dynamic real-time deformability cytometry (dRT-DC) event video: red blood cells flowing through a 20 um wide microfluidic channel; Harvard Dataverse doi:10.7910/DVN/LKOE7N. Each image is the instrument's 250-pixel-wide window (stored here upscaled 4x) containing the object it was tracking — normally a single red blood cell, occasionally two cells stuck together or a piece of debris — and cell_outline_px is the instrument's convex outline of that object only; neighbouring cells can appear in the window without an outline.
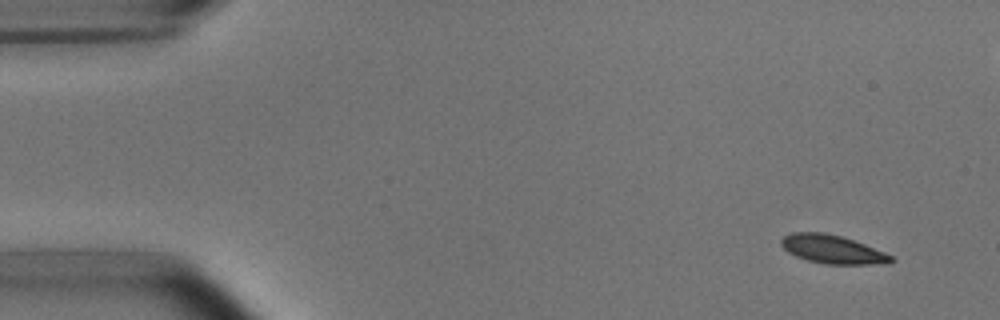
{"species": "common noctule bat (a hibernating species)", "species_latin": "Nyctalus noctula", "temperature_condition": "room temperature", "stored_images_in_passage": 51, "camera_frame_rate_fps": 3000, "um_per_image_px": 0.085, "animal": {"sex": "male", "body_mass_g": 15.6}, "frame": {"image": 1, "passage_image": 1, "time_ms": 0.0, "image_size_px": [1000, 320], "cell_outline_px": [[896, 260], [888, 264], [824, 264], [808, 260], [796, 256], [788, 252], [780, 244], [780, 240], [784, 236], [792, 232], [824, 232], [840, 236], [864, 244], [884, 252], [892, 256]], "centroid_in_image_um": [70.76, 21.2], "position_along_channel_um": 14.2, "area_um2": 18.21}}
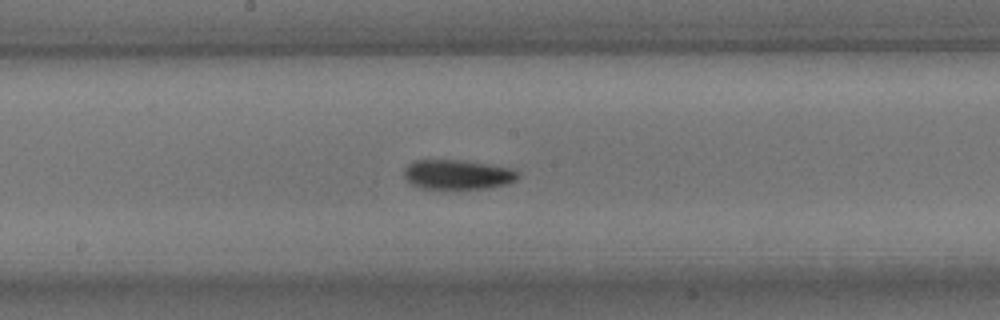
{"frame": {"image": 2, "passage_image": 25, "time_ms": 8.0, "image_size_px": [1000, 320], "cell_outline_px": [[520, 176], [516, 180], [508, 184], [492, 188], [420, 188], [404, 180], [404, 168], [412, 160], [460, 160], [512, 168], [520, 172]], "centroid_in_image_um": [38.9, 14.83], "position_along_channel_um": 209.3, "area_um2": 19.83}}
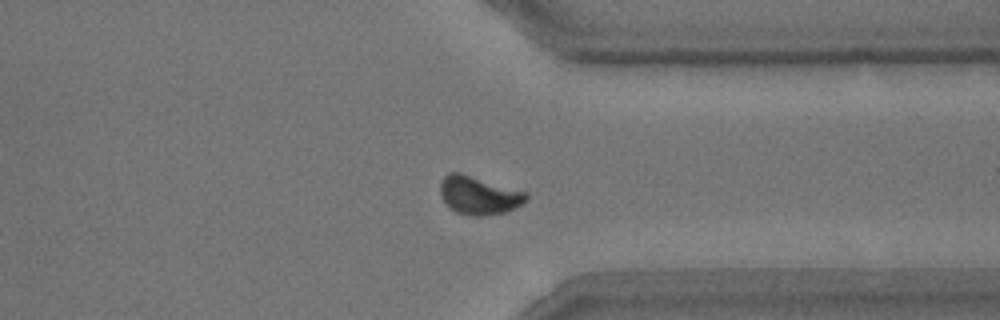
{"frame": {"image": 3, "passage_image": 38, "time_ms": 12.333, "image_size_px": [1000, 320], "cell_outline_px": [[528, 200], [516, 208], [504, 212], [484, 216], [472, 216], [456, 212], [448, 208], [440, 192], [440, 184], [444, 176], [448, 172], [460, 172], [528, 192]], "centroid_in_image_um": [40.72, 16.6], "position_along_channel_um": 370.7, "area_um2": 19.42}, "authors_computed_cell_mechanics": {"area_um2": 18.7272, "velocity_mm_per_s": 3.772, "shape_relaxation_time_tau1_ms": 2.0339, "shape_relaxation_time_tau2_ms": 5.9737, "deformation_change_tau1": 0.0914, "deformation_change_tau2": 0.0638}}